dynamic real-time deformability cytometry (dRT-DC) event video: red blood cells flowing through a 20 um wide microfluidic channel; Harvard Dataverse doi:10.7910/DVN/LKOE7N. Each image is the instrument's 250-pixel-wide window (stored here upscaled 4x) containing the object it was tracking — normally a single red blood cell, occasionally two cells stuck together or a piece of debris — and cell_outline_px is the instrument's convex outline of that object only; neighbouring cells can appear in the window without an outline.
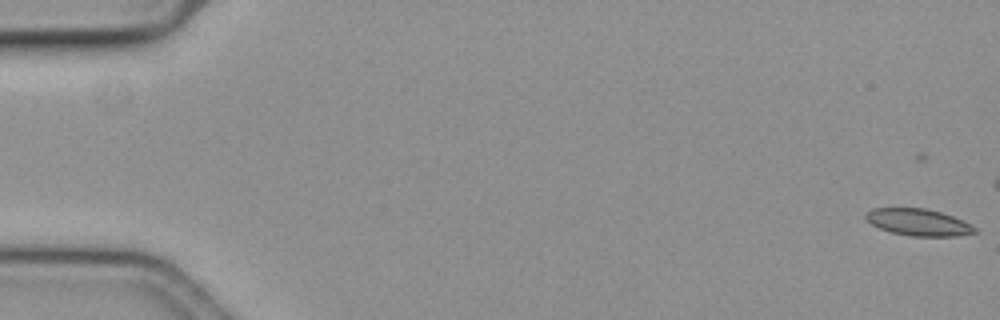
{"species": "common noctule bat (a hibernating species)", "species_latin": "Nyctalus noctula", "temperature_condition": "cold", "stored_images_in_passage": 21, "camera_frame_rate_fps": 3000, "um_per_image_px": 0.085, "animal": {"sex": "female", "body_mass_g": 19.3, "forearm_length_mm": 54.1}, "frame": {"image": 1, "passage_image": 4, "time_ms": 1.0, "image_size_px": [1000, 320], "cell_outline_px": [[980, 232], [956, 236], [908, 236], [892, 232], [880, 228], [872, 224], [864, 216], [872, 208], [924, 208], [940, 212], [952, 216], [976, 228]], "centroid_in_image_um": [78.07, 18.9], "position_along_channel_um": 6.9, "area_um2": 16.82}}